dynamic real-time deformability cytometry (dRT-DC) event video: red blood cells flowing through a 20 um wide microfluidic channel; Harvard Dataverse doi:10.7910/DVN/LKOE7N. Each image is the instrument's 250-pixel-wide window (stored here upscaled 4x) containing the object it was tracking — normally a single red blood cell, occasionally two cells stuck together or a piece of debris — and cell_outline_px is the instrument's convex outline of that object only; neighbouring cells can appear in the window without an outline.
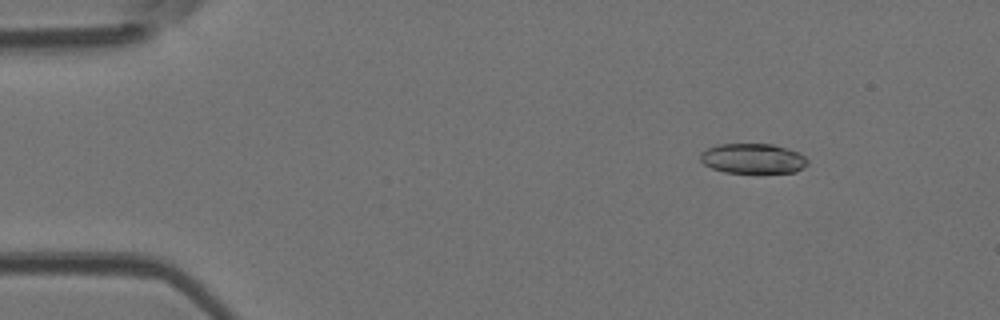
{"species": "Egyptian fruit bat (a non-hibernating species)", "species_latin": "Rousettus aegyptiacus", "temperature_condition": "room temperature", "stored_images_in_passage": 49, "camera_frame_rate_fps": 3000, "um_per_image_px": 0.085, "animal": {"sex": "female"}, "frame": {"image": 1, "passage_image": 7, "time_ms": 2.0, "image_size_px": [1000, 320], "cell_outline_px": [[808, 164], [804, 168], [796, 172], [724, 172], [712, 168], [704, 164], [700, 160], [700, 152], [716, 144], [772, 144], [800, 152], [808, 160]], "centroid_in_image_um": [64.0, 13.47], "position_along_channel_um": 21.0, "area_um2": 18.79}}
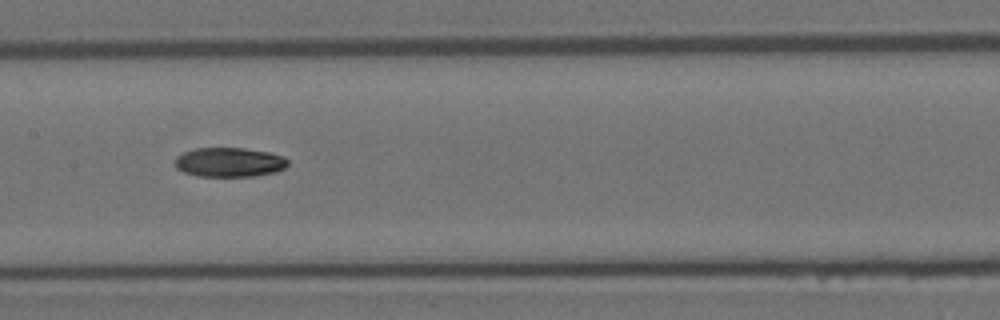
{"frame": {"image": 2, "passage_image": 25, "time_ms": 8.0, "image_size_px": [1000, 320], "cell_outline_px": [[288, 164], [284, 168], [276, 172], [252, 176], [196, 176], [184, 172], [176, 168], [176, 156], [184, 152], [196, 148], [244, 148], [268, 152], [284, 156], [288, 160]], "centroid_in_image_um": [19.5, 13.79], "position_along_channel_um": 187.9, "area_um2": 19.31}}
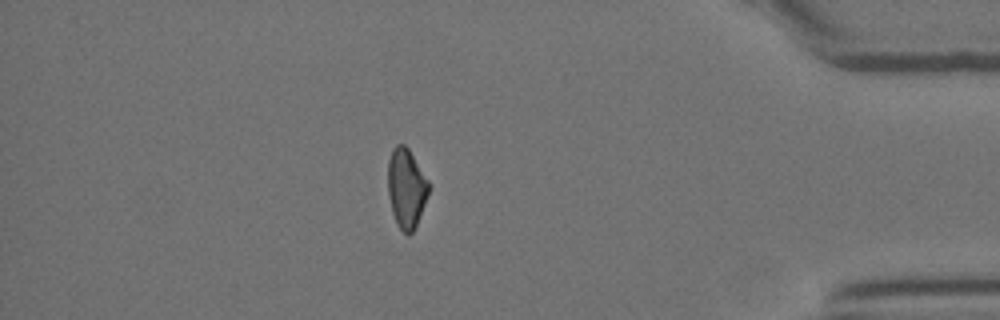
{"frame": {"image": 3, "passage_image": 43, "time_ms": 14.0, "image_size_px": [1000, 320], "cell_outline_px": [[432, 184], [416, 224], [412, 232], [408, 236], [396, 224], [392, 212], [388, 196], [388, 160], [392, 148], [396, 144], [404, 144], [408, 148]], "centroid_in_image_um": [34.54, 15.96], "position_along_channel_um": 400.7, "area_um2": 19.07}, "authors_computed_cell_mechanics": {"area_um2": 19.7098, "velocity_mm_per_s": 4.2002, "shape_relaxation_time_tau1_ms": 9.7197, "shape_relaxation_time_tau2_ms": null, "deformation_change_tau1": 0.2479, "deformation_change_tau2": null}}